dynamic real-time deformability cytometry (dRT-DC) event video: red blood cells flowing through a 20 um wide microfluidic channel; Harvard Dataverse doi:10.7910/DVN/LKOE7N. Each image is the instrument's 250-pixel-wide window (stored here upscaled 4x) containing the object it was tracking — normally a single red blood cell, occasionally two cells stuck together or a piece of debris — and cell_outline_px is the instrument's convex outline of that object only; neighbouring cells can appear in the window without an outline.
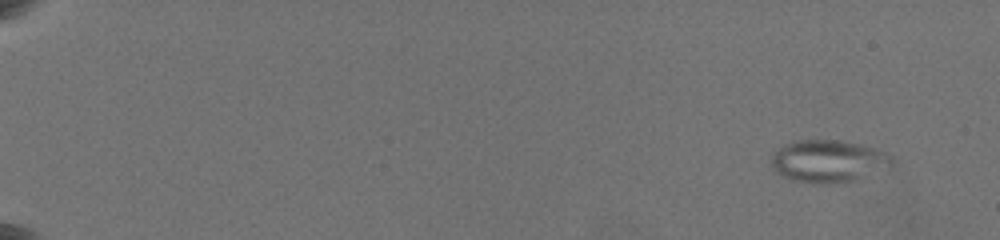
{"species": "common noctule bat (a hibernating species)", "species_latin": "Nyctalus noctula", "temperature_condition": "warm", "stored_images_in_passage": 14, "camera_frame_rate_fps": 3000, "um_per_image_px": 0.085, "animal": {"sex": "female", "body_mass_g": 19.5, "forearm_length_mm": 54.1}, "frame": {"image": 1, "passage_image": 3, "time_ms": 1.0, "image_size_px": [1000, 240], "cell_outline_px": [[896, 168], [852, 180], [828, 184], [812, 184], [788, 180], [780, 176], [772, 168], [772, 152], [784, 144], [796, 140], [840, 140], [860, 144], [876, 148], [888, 152], [896, 160]], "centroid_in_image_um": [70.47, 13.71], "position_along_channel_um": 14.5, "area_um2": 30.87}}